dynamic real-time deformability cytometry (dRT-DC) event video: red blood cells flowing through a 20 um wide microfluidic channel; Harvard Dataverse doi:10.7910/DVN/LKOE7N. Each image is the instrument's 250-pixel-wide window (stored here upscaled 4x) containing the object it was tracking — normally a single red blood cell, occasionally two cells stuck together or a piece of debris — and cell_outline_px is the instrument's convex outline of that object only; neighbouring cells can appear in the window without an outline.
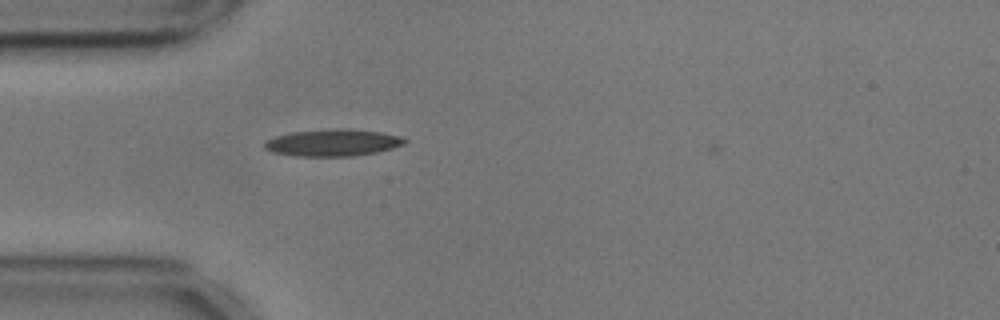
{"species": "common noctule bat (a hibernating species)", "species_latin": "Nyctalus noctula", "temperature_condition": "cold", "stored_images_in_passage": 41, "camera_frame_rate_fps": 3000, "um_per_image_px": 0.085, "animal": {"sex": "male", "body_mass_g": 17.9, "forearm_length_mm": 54.2}, "frame": {"image": 1, "passage_image": 6, "time_ms": 1.667, "image_size_px": [1000, 320], "cell_outline_px": [[408, 140], [404, 144], [392, 148], [376, 152], [352, 156], [296, 156], [272, 152], [264, 148], [264, 140], [276, 136], [292, 132], [380, 132], [400, 136]], "centroid_in_image_um": [28.24, 12.19], "position_along_channel_um": 56.8, "area_um2": 20.58}}
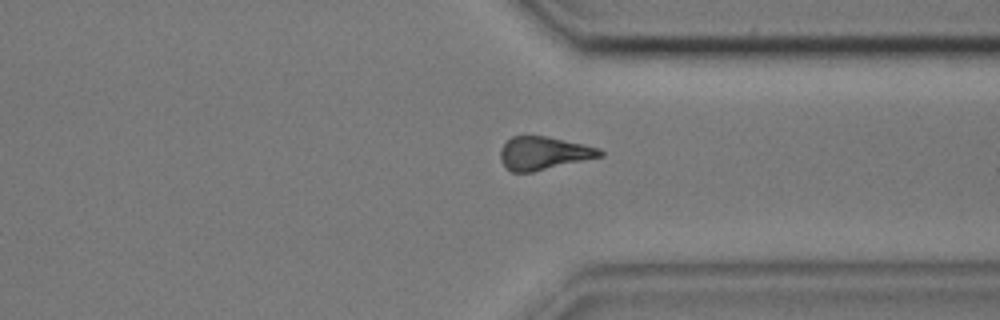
{"frame": {"image": 2, "passage_image": 32, "time_ms": 10.333, "image_size_px": [1000, 320], "cell_outline_px": [[604, 156], [532, 172], [512, 172], [500, 160], [500, 148], [512, 136], [548, 136], [584, 144], [600, 148], [604, 152]], "centroid_in_image_um": [46.24, 13.01], "position_along_channel_um": 365.2, "area_um2": 19.25}}
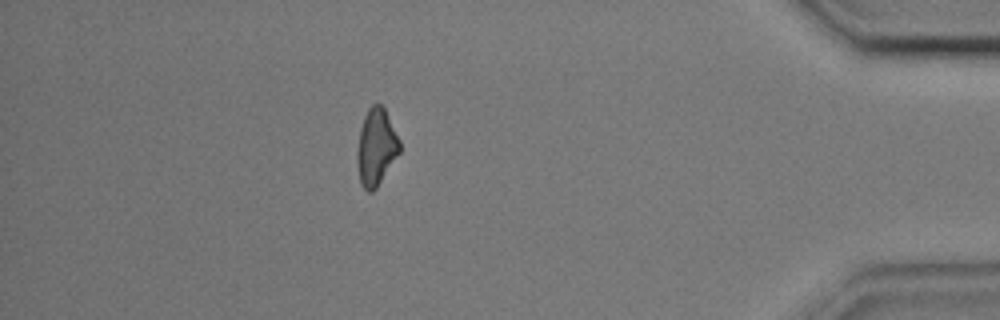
{"frame": {"image": 3, "passage_image": 39, "time_ms": 12.667, "image_size_px": [1000, 320], "cell_outline_px": [[400, 152], [376, 188], [372, 192], [368, 192], [360, 184], [356, 160], [356, 152], [360, 128], [364, 116], [368, 108], [372, 104], [380, 104], [384, 108], [400, 140]], "centroid_in_image_um": [31.95, 12.51], "position_along_channel_um": 403.2, "area_um2": 19.07}, "authors_computed_cell_mechanics": {"area_um2": 19.7098, "velocity_mm_per_s": 3.5955, "shape_relaxation_time_tau1_ms": 9.4138, "shape_relaxation_time_tau2_ms": null, "deformation_change_tau1": 0.2146, "deformation_change_tau2": null}}